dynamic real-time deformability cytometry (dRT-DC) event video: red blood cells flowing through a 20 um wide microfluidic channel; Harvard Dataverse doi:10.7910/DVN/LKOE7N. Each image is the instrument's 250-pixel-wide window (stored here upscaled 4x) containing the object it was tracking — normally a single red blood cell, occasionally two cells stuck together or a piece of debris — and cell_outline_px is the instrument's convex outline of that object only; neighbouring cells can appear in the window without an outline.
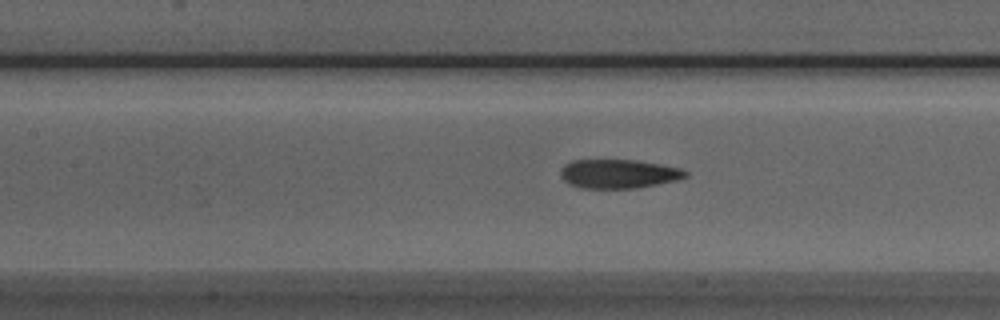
{"species": "Egyptian fruit bat (a non-hibernating species)", "species_latin": "Rousettus aegyptiacus", "temperature_condition": "room temperature", "stored_images_in_passage": 13, "camera_frame_rate_fps": 3000, "um_per_image_px": 0.085, "animal": {"sex": "male"}, "frame": {"image": 1, "passage_image": 10, "time_ms": 3.0, "image_size_px": [1000, 320], "cell_outline_px": [[688, 176], [676, 180], [636, 188], [580, 188], [568, 184], [560, 176], [560, 168], [564, 164], [572, 160], [636, 160], [660, 164], [680, 168], [688, 172]], "centroid_in_image_um": [52.53, 14.77], "position_along_channel_um": 154.9, "area_um2": 21.15}}